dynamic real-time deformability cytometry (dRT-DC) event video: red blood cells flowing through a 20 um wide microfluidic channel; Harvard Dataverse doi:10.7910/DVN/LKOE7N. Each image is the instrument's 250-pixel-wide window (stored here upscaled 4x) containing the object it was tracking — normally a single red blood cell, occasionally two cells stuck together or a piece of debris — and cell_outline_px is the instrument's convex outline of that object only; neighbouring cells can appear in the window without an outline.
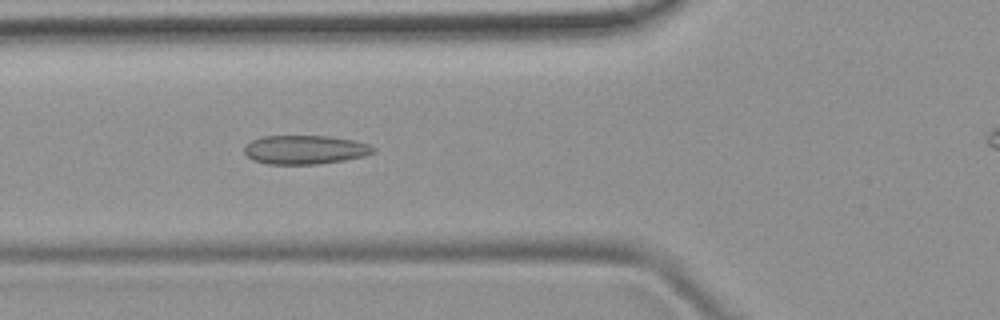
{"species": "common noctule bat (a hibernating species)", "species_latin": "Nyctalus noctula", "temperature_condition": "room temperature", "stored_images_in_passage": 46, "camera_frame_rate_fps": 3000, "um_per_image_px": 0.085, "animal": {"sex": "female", "body_mass_g": 19.9}, "frame": {"image": 1, "passage_image": 18, "time_ms": 5.667, "image_size_px": [1000, 320], "cell_outline_px": [[376, 152], [364, 156], [344, 160], [316, 164], [268, 164], [252, 160], [244, 152], [244, 144], [252, 140], [264, 136], [328, 136], [356, 140], [368, 144], [376, 148]], "centroid_in_image_um": [25.93, 12.72], "position_along_channel_um": 99.9, "area_um2": 21.85}}
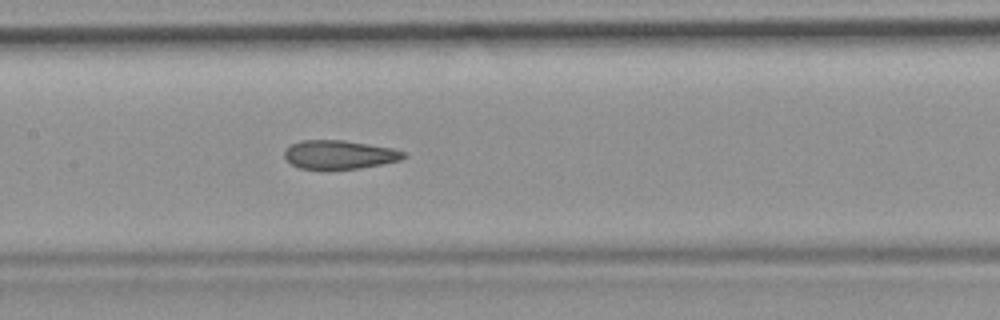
{"frame": {"image": 2, "passage_image": 24, "time_ms": 7.667, "image_size_px": [1000, 320], "cell_outline_px": [[408, 156], [400, 160], [360, 168], [324, 172], [300, 168], [292, 164], [284, 156], [284, 148], [300, 140], [344, 140], [392, 148], [404, 152]], "centroid_in_image_um": [28.8, 13.18], "position_along_channel_um": 178.6, "area_um2": 20.52}}
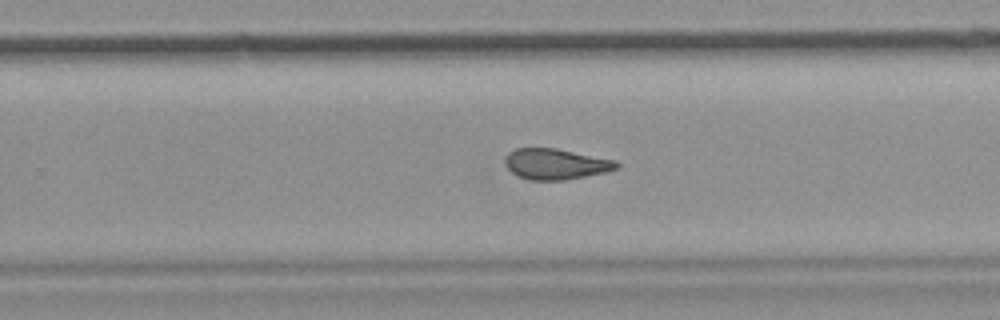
{"frame": {"image": 3, "passage_image": 32, "time_ms": 10.333, "image_size_px": [1000, 320], "cell_outline_px": [[620, 164], [616, 168], [604, 172], [564, 180], [528, 180], [516, 176], [508, 168], [504, 160], [508, 152], [516, 148], [556, 148], [616, 160]], "centroid_in_image_um": [47.2, 13.94], "position_along_channel_um": 282.6, "area_um2": 19.94}, "authors_computed_cell_mechanics": {"area_um2": 20.8369, "velocity_mm_per_s": 3.9179, "shape_relaxation_time_tau1_ms": null, "shape_relaxation_time_tau2_ms": 2.4582, "deformation_change_tau1": null, "deformation_change_tau2": 0.095}}